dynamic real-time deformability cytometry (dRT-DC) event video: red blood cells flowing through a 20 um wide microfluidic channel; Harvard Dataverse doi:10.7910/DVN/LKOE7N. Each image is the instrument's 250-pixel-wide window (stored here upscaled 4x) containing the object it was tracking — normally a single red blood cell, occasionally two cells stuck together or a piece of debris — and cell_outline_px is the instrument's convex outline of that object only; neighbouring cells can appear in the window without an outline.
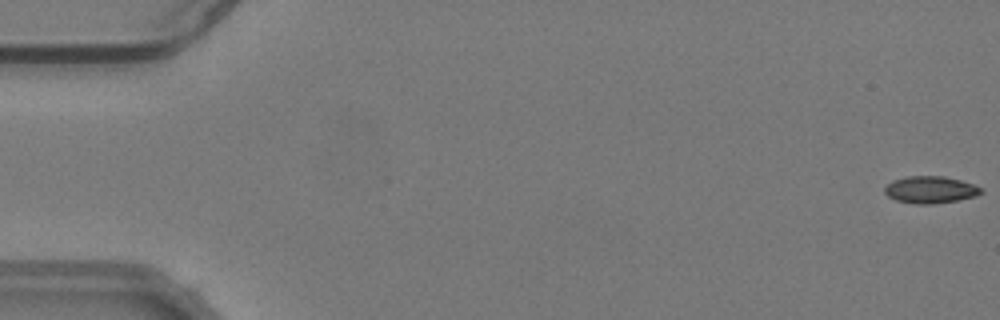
{"species": "common noctule bat (a hibernating species)", "species_latin": "Nyctalus noctula", "temperature_condition": "warm", "stored_images_in_passage": 55, "camera_frame_rate_fps": 3000, "um_per_image_px": 0.085, "animal": {"sex": "male", "body_mass_g": 19.2, "forearm_length_mm": 51.8}, "frame": {"image": 1, "passage_image": 1, "time_ms": 0.0, "image_size_px": [1000, 320], "cell_outline_px": [[984, 192], [976, 196], [956, 200], [932, 204], [916, 204], [896, 200], [888, 196], [884, 192], [884, 188], [892, 180], [908, 176], [944, 176], [960, 180], [984, 188]], "centroid_in_image_um": [79.09, 16.12], "position_along_channel_um": 5.9, "area_um2": 15.2}}
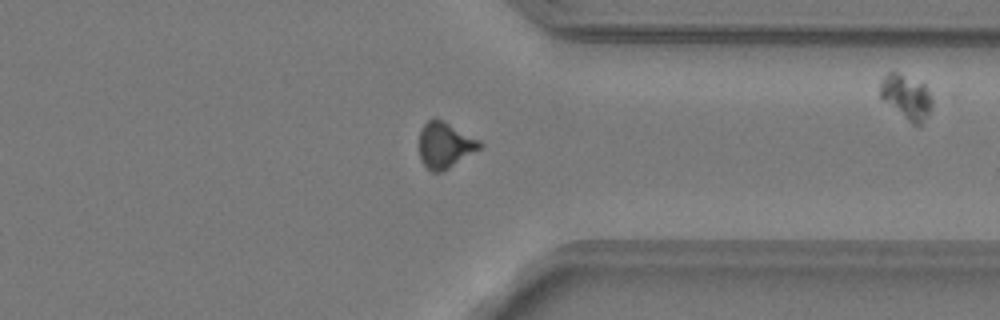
{"frame": {"image": 2, "passage_image": 43, "time_ms": 14.0, "image_size_px": [1000, 320], "cell_outline_px": [[484, 144], [480, 148], [448, 168], [440, 172], [432, 172], [420, 160], [420, 132], [424, 124], [428, 120], [444, 120], [480, 140]], "centroid_in_image_um": [37.83, 12.33], "position_along_channel_um": 373.6, "area_um2": 15.9}}
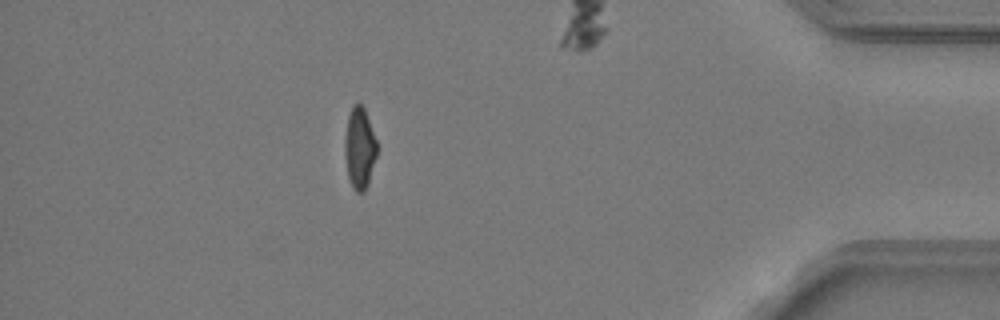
{"frame": {"image": 3, "passage_image": 49, "time_ms": 16.0, "image_size_px": [1000, 320], "cell_outline_px": [[376, 156], [368, 184], [364, 192], [356, 192], [352, 188], [348, 176], [344, 156], [344, 140], [348, 116], [352, 104], [360, 104], [364, 108], [376, 140]], "centroid_in_image_um": [30.54, 12.61], "position_along_channel_um": 404.7, "area_um2": 15.2}}